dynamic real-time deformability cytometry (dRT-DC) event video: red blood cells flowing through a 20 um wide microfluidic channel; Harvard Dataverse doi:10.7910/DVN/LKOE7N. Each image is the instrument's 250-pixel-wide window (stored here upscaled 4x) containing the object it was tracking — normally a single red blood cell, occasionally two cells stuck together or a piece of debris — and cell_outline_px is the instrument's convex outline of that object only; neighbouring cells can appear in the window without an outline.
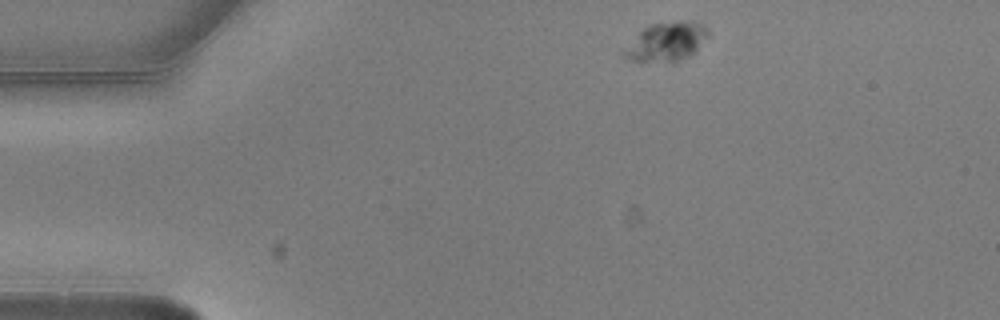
{"species": "common noctule bat (a hibernating species)", "species_latin": "Nyctalus noctula", "temperature_condition": "warm", "stored_images_in_passage": 4, "camera_frame_rate_fps": 3000, "um_per_image_px": 0.085, "animal": {"sex": "male", "body_mass_g": 20.5, "forearm_length_mm": 52.5}, "frame": {"image": 1, "passage_image": 1, "time_ms": 0.0, "image_size_px": [1000, 320], "cell_outline_px": [[708, 36], [696, 52], [676, 60], [632, 60], [624, 56], [620, 52], [640, 28], [652, 24], [680, 20], [700, 24], [708, 32]], "centroid_in_image_um": [56.58, 3.51], "position_along_channel_um": 28.4, "area_um2": 18.61}}
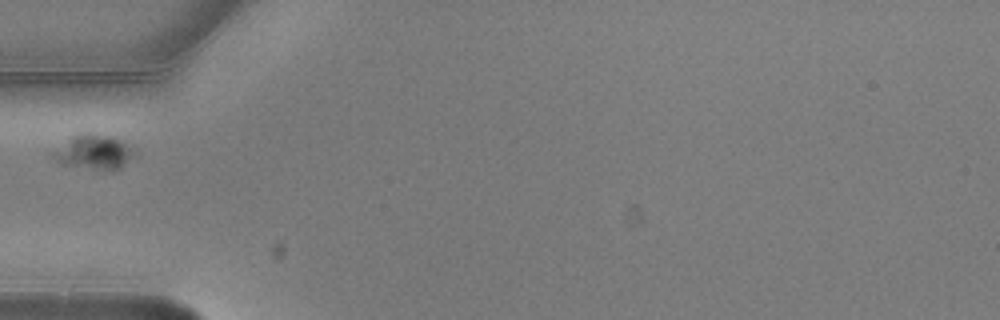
{"frame": {"image": 2, "passage_image": 4, "time_ms": 1.0, "image_size_px": [1000, 320], "cell_outline_px": [[136, 152], [120, 168], [92, 168], [60, 164], [52, 156], [52, 152], [72, 136], [84, 132], [92, 132], [112, 136], [124, 140], [136, 148]], "centroid_in_image_um": [8.01, 12.86], "position_along_channel_um": 77.0, "area_um2": 16.24}}